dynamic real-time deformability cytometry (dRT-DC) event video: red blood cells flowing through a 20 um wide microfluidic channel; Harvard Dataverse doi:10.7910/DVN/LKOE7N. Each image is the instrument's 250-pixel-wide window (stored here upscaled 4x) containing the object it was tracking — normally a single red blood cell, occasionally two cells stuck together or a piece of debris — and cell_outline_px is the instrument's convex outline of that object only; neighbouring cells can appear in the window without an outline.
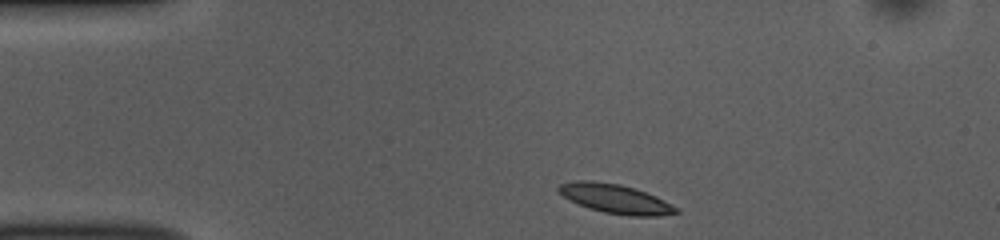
{"species": "common noctule bat (a hibernating species)", "species_latin": "Nyctalus noctula", "temperature_condition": "room temperature", "stored_images_in_passage": 43, "camera_frame_rate_fps": 3000, "um_per_image_px": 0.085, "animal": {"sex": "female", "body_mass_g": 10.0, "forearm_length_mm": 53.1}, "frame": {"image": 1, "passage_image": 1, "time_ms": 0.0, "image_size_px": [1000, 240], "cell_outline_px": [[680, 212], [660, 216], [628, 216], [604, 212], [588, 208], [564, 196], [556, 188], [560, 184], [576, 180], [592, 180], [620, 184], [636, 188], [656, 196], [680, 208]], "centroid_in_image_um": [52.37, 16.89], "position_along_channel_um": 32.6, "area_um2": 20.06}}
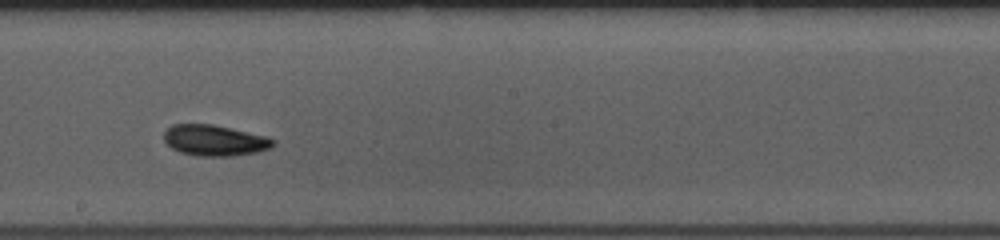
{"frame": {"image": 2, "passage_image": 20, "time_ms": 6.333, "image_size_px": [1000, 240], "cell_outline_px": [[276, 144], [272, 148], [256, 152], [232, 156], [196, 156], [180, 152], [172, 148], [164, 140], [164, 132], [172, 124], [212, 124], [264, 136], [276, 140]], "centroid_in_image_um": [18.24, 11.94], "position_along_channel_um": 230.0, "area_um2": 19.59}}
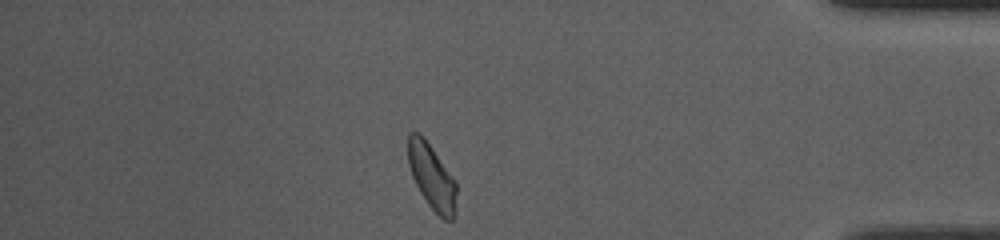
{"frame": {"image": 3, "passage_image": 36, "time_ms": 11.667, "image_size_px": [1000, 240], "cell_outline_px": [[456, 212], [452, 220], [444, 220], [428, 204], [420, 192], [412, 176], [408, 164], [408, 132], [420, 132], [424, 136], [456, 180]], "centroid_in_image_um": [36.71, 14.99], "position_along_channel_um": 398.5, "area_um2": 18.61}, "authors_computed_cell_mechanics": {"area_um2": 19.1318, "velocity_mm_per_s": 3.817, "shape_relaxation_time_tau1_ms": 5.0744, "shape_relaxation_time_tau2_ms": 2.8062, "deformation_change_tau1": 0.1033, "deformation_change_tau2": 0.0708}}